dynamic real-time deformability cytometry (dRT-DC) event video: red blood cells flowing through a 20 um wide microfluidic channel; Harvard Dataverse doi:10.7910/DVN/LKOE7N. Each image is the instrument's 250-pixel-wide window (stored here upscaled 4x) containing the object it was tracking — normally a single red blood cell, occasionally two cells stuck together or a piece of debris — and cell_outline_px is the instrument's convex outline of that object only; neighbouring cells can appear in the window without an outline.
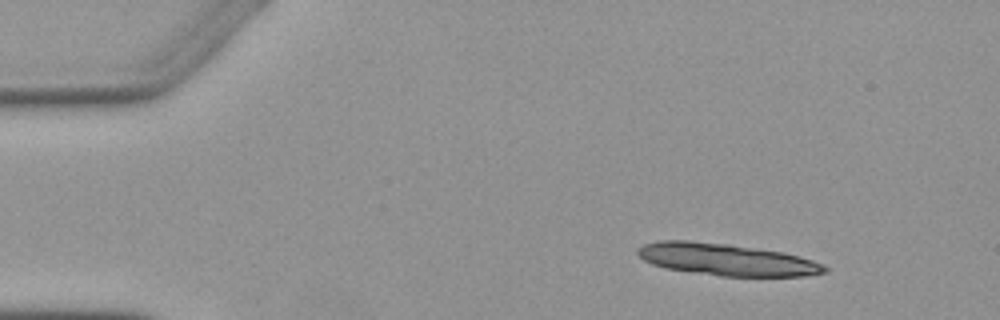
{"species": "Egyptian fruit bat (a non-hibernating species)", "species_latin": "Rousettus aegyptiacus", "temperature_condition": "warm", "stored_images_in_passage": 5, "camera_frame_rate_fps": 3000, "um_per_image_px": 0.085, "animal": {"sex": "female"}, "frame": {"image": 1, "passage_image": 1, "time_ms": 0.0, "image_size_px": [1000, 320], "cell_outline_px": [[828, 272], [804, 276], [720, 276], [664, 268], [652, 264], [644, 260], [636, 252], [636, 248], [644, 244], [660, 240], [688, 240], [728, 244], [784, 252], [800, 256], [824, 264], [828, 268]], "centroid_in_image_um": [61.75, 22.06], "position_along_channel_um": 23.2, "area_um2": 34.91}}
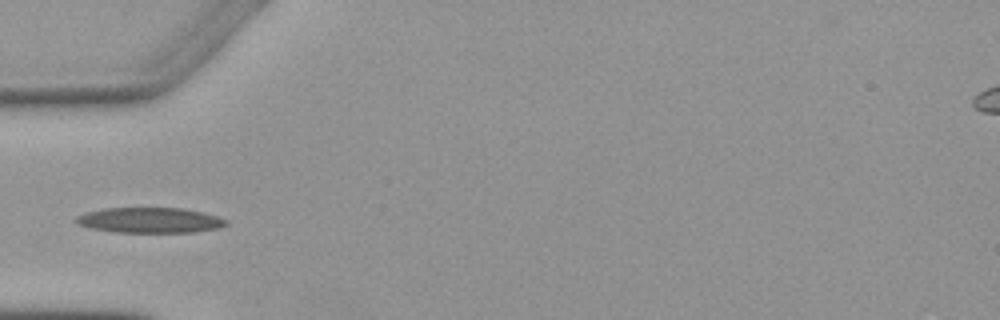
{"frame": {"image": 2, "passage_image": 4, "time_ms": 3.667, "image_size_px": [1000, 320], "cell_outline_px": [[228, 224], [220, 228], [196, 232], [116, 232], [92, 228], [80, 224], [72, 220], [76, 216], [84, 212], [104, 208], [184, 208], [204, 212], [228, 220]], "centroid_in_image_um": [12.76, 18.71], "position_along_channel_um": 72.2, "area_um2": 22.31}}